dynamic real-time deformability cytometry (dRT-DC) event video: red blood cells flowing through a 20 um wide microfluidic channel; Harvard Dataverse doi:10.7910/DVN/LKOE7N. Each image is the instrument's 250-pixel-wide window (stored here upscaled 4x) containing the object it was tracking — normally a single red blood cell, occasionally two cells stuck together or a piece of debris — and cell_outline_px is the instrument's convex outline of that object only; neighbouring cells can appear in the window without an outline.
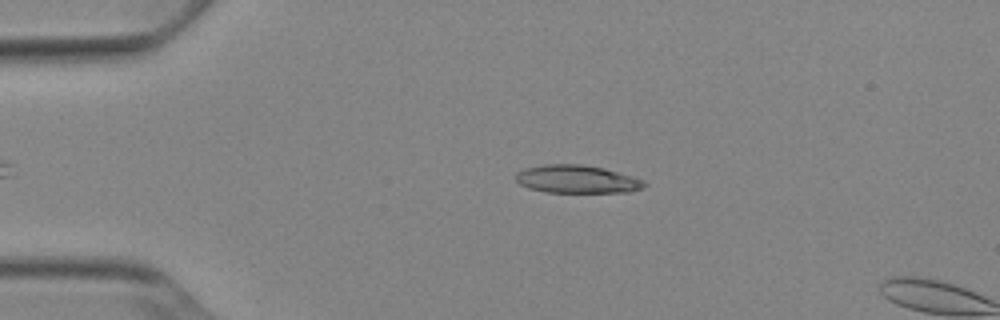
{"species": "Egyptian fruit bat (a non-hibernating species)", "species_latin": "Rousettus aegyptiacus", "temperature_condition": "cold", "stored_images_in_passage": 11, "camera_frame_rate_fps": 3000, "um_per_image_px": 0.085, "animal": {"sex": "female"}, "frame": {"image": 1, "passage_image": 8, "time_ms": 2.333, "image_size_px": [1000, 320], "cell_outline_px": [[648, 184], [644, 188], [632, 192], [544, 192], [528, 188], [520, 184], [516, 180], [516, 172], [524, 168], [544, 164], [580, 164], [604, 168], [632, 176], [644, 180]], "centroid_in_image_um": [49.06, 15.23], "position_along_channel_um": 35.9, "area_um2": 21.15}}